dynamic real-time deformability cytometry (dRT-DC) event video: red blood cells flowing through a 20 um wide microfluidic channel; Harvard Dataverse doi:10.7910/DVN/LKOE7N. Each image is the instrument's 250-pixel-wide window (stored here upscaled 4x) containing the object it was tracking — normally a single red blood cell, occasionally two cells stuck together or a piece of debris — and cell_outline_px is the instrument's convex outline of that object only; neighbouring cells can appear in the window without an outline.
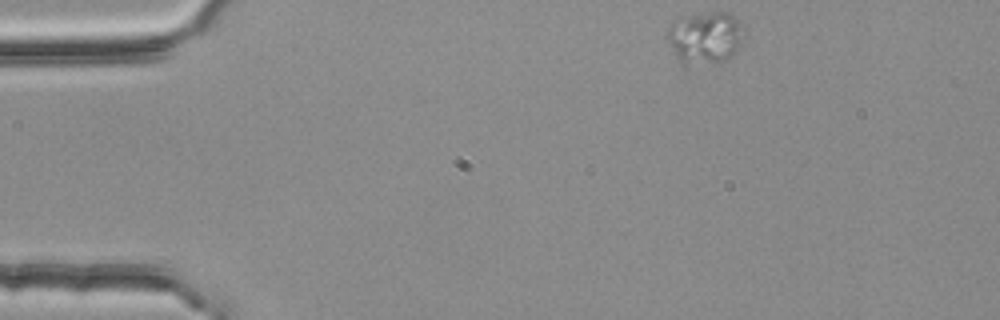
{"species": "common noctule bat (a hibernating species)", "species_latin": "Nyctalus noctula", "temperature_condition": "room temperature", "stored_images_in_passage": 49, "camera_frame_rate_fps": 3000, "um_per_image_px": 0.085, "animal": {"sex": "female", "body_mass_g": 25.1}, "frame": {"image": 1, "passage_image": 1, "time_ms": 0.0, "image_size_px": [1000, 320], "cell_outline_px": [[748, 32], [736, 52], [732, 56], [716, 64], [684, 68], [680, 64], [664, 36], [668, 24], [672, 20], [708, 12], [728, 12], [744, 24], [748, 28]], "centroid_in_image_um": [59.94, 3.25], "position_along_channel_um": 25.1, "area_um2": 24.85}}